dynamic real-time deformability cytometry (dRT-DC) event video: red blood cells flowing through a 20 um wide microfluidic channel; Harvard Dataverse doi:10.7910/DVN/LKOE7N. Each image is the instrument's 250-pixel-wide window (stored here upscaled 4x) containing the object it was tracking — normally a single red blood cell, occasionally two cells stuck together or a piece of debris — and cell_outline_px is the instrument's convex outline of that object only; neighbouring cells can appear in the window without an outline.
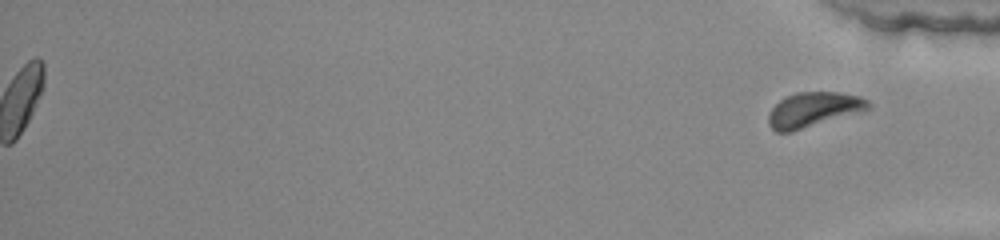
{"species": "common noctule bat (a hibernating species)", "species_latin": "Nyctalus noctula", "temperature_condition": "warm", "stored_images_in_passage": 51, "segment_of_instrument_passage": [2, 2], "camera_frame_rate_fps": 3000, "um_per_image_px": 0.085, "animal": {"sex": "female", "body_mass_g": 22.0, "forearm_length_mm": 56.7}, "frame": {"image": 1, "passage_image": 51, "time_ms": 16.667, "image_size_px": [1000, 240], "cell_outline_px": [[872, 104], [868, 108], [860, 112], [792, 132], [776, 132], [768, 124], [768, 112], [780, 100], [796, 92], [840, 92], [860, 96], [868, 100]], "centroid_in_image_um": [69.14, 9.32], "position_along_channel_um": 366.1, "area_um2": 20.29}}